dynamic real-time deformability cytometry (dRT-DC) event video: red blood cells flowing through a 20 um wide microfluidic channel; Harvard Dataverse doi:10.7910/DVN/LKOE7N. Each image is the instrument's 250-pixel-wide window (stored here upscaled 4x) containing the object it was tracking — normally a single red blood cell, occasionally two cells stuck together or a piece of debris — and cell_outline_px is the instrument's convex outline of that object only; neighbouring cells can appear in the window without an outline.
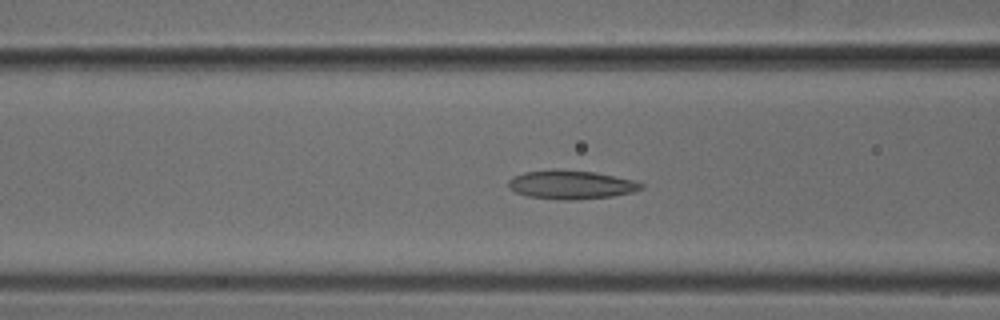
{"species": "common noctule bat (a hibernating species)", "species_latin": "Nyctalus noctula", "temperature_condition": "cold", "stored_images_in_passage": 52, "camera_frame_rate_fps": 3000, "um_per_image_px": 0.085, "animal": {"sex": "male", "body_mass_g": 18.8}, "frame": {"image": 1, "passage_image": 20, "time_ms": 6.333, "image_size_px": [1000, 320], "cell_outline_px": [[644, 188], [632, 192], [612, 196], [576, 200], [564, 200], [528, 196], [516, 192], [508, 188], [508, 180], [512, 176], [524, 172], [596, 172], [632, 180], [644, 184]], "centroid_in_image_um": [48.56, 15.74], "position_along_channel_um": 118.0, "area_um2": 21.39}}
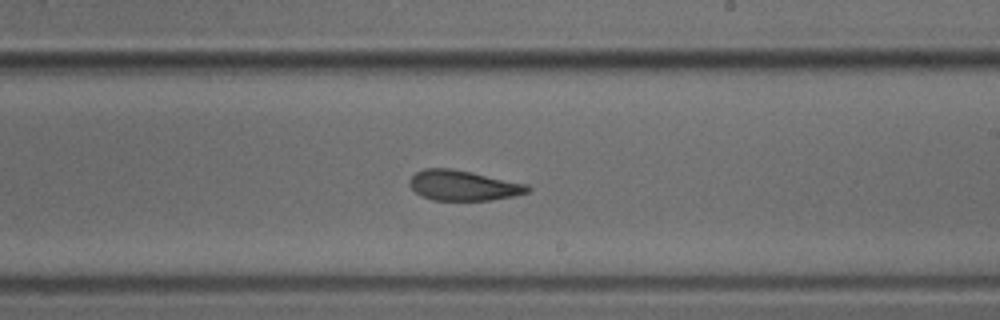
{"frame": {"image": 2, "passage_image": 30, "time_ms": 9.667, "image_size_px": [1000, 320], "cell_outline_px": [[532, 188], [528, 192], [516, 196], [492, 200], [432, 200], [420, 196], [408, 184], [408, 180], [416, 172], [424, 168], [452, 168], [472, 172], [528, 184]], "centroid_in_image_um": [39.38, 15.76], "position_along_channel_um": 249.6, "area_um2": 21.04}}
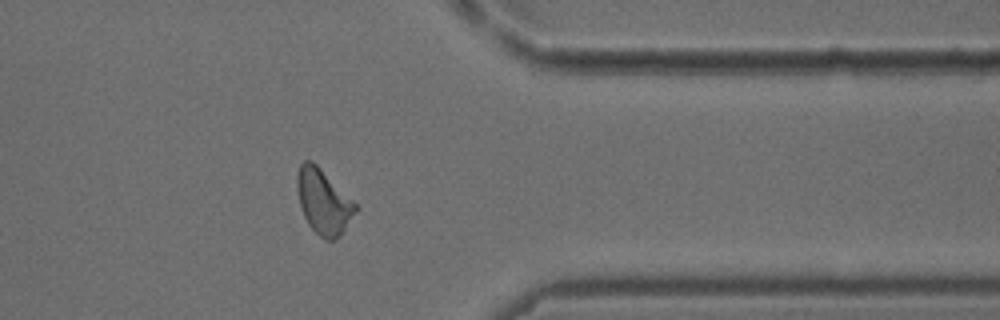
{"frame": {"image": 3, "passage_image": 41, "time_ms": 13.333, "image_size_px": [1000, 320], "cell_outline_px": [[360, 208], [336, 240], [324, 240], [308, 224], [300, 208], [296, 188], [296, 176], [300, 164], [304, 160], [312, 160], [360, 204]], "centroid_in_image_um": [27.53, 17.12], "position_along_channel_um": 383.9, "area_um2": 22.72}}